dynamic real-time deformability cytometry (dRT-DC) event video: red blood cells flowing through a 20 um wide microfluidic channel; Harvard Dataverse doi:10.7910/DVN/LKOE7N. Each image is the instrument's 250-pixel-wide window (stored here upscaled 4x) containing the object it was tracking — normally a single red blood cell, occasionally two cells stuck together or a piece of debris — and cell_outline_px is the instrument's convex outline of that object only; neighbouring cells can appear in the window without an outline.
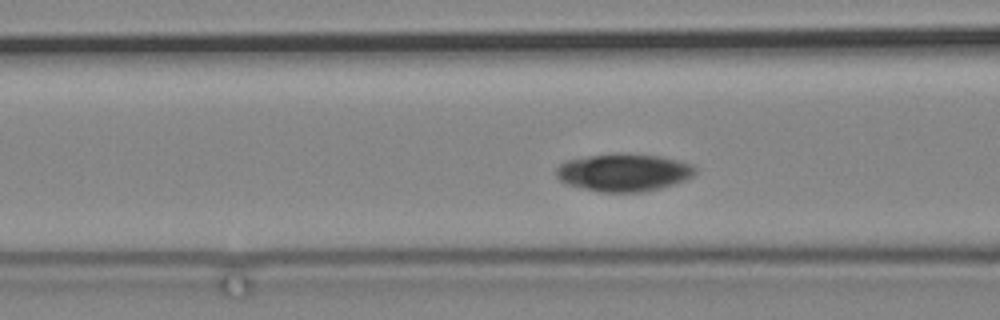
{"species": "common noctule bat (a hibernating species)", "species_latin": "Nyctalus noctula", "temperature_condition": "cold", "stored_images_in_passage": 42, "camera_frame_rate_fps": 3000, "um_per_image_px": 0.085, "animal": {"sex": "male", "body_mass_g": 19.2, "forearm_length_mm": 51.8}, "frame": {"image": 1, "passage_image": 7, "time_ms": 2.0, "image_size_px": [1000, 320], "cell_outline_px": [[696, 172], [692, 176], [684, 180], [660, 188], [644, 192], [600, 192], [568, 184], [560, 180], [556, 176], [556, 168], [564, 160], [588, 156], [616, 152], [620, 152], [660, 156], [692, 164], [696, 168]], "centroid_in_image_um": [53.0, 14.64], "position_along_channel_um": 113.6, "area_um2": 30.63}}
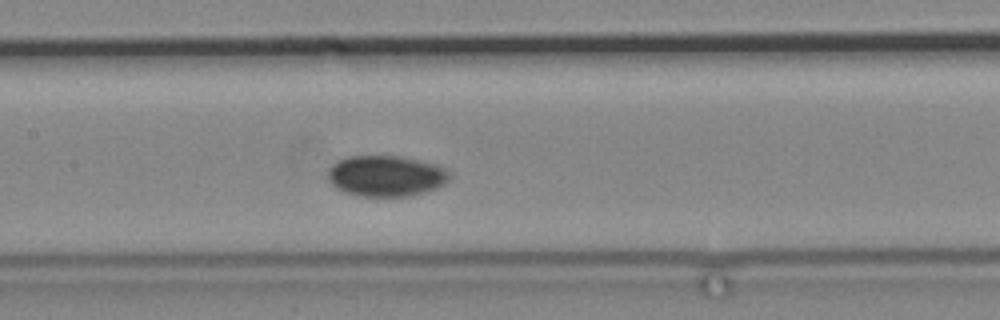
{"frame": {"image": 2, "passage_image": 13, "time_ms": 4.0, "image_size_px": [1000, 320], "cell_outline_px": [[448, 180], [444, 184], [436, 188], [424, 192], [408, 196], [360, 196], [336, 188], [328, 180], [328, 172], [332, 164], [348, 156], [400, 156], [420, 160], [444, 168], [448, 172]], "centroid_in_image_um": [32.79, 14.95], "position_along_channel_um": 174.6, "area_um2": 28.67}}
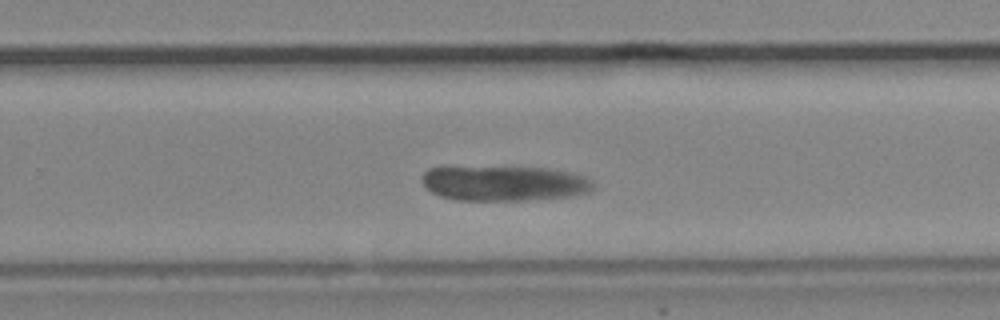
{"frame": {"image": 3, "passage_image": 24, "time_ms": 7.667, "image_size_px": [1000, 320], "cell_outline_px": [[592, 188], [588, 192], [576, 196], [524, 200], [456, 200], [440, 196], [432, 192], [420, 180], [420, 176], [428, 168], [548, 168], [568, 172], [584, 176], [592, 180]], "centroid_in_image_um": [42.86, 15.6], "position_along_channel_um": 286.9, "area_um2": 34.62}}